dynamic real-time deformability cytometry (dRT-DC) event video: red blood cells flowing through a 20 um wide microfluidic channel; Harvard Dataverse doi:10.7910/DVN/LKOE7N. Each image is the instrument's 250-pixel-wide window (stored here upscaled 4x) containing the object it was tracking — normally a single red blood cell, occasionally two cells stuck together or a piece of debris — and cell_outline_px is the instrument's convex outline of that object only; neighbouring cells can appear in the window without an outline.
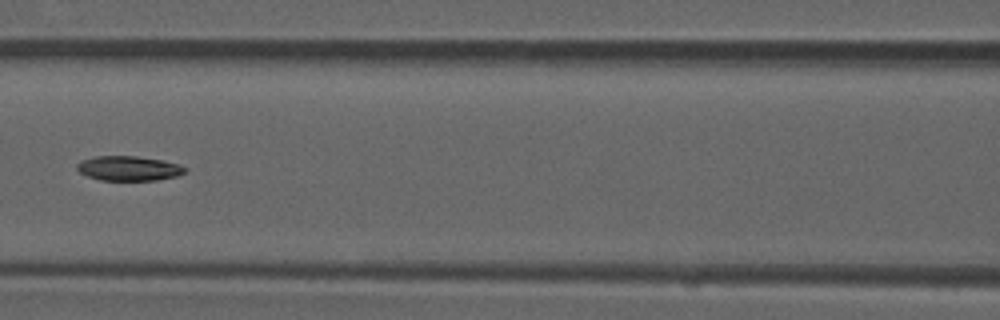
{"species": "common noctule bat (a hibernating species)", "species_latin": "Nyctalus noctula", "temperature_condition": "room temperature", "stored_images_in_passage": 8, "camera_frame_rate_fps": 3000, "um_per_image_px": 0.085, "animal": {"sex": "male", "forearm_length_mm": 52.5}, "frame": {"image": 1, "passage_image": 7, "time_ms": 2.0, "image_size_px": [1000, 320], "cell_outline_px": [[188, 168], [184, 172], [176, 176], [156, 180], [100, 180], [88, 176], [80, 172], [76, 168], [76, 164], [84, 160], [96, 156], [136, 156], [160, 160], [180, 164]], "centroid_in_image_um": [10.95, 14.31], "position_along_channel_um": 155.7, "area_um2": 15.37}}
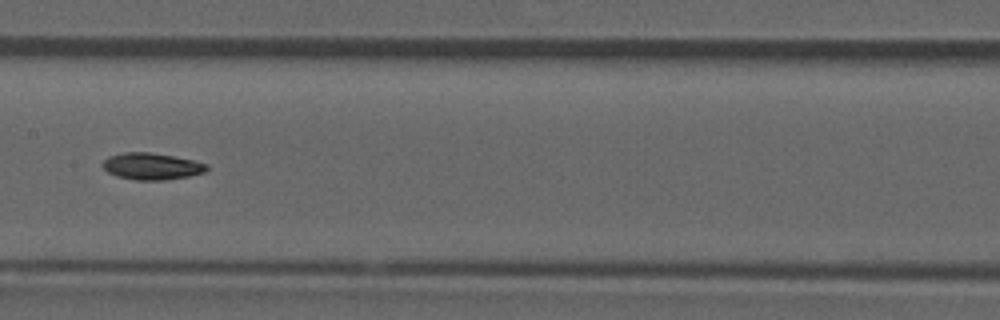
{"frame": {"image": 2, "passage_image": 8, "time_ms": 2.333, "image_size_px": [1000, 320], "cell_outline_px": [[208, 168], [204, 172], [188, 176], [164, 180], [136, 180], [116, 176], [108, 172], [100, 164], [108, 156], [124, 152], [148, 152], [176, 156], [196, 160], [208, 164]], "centroid_in_image_um": [12.89, 14.12], "position_along_channel_um": 194.5, "area_um2": 16.36}}